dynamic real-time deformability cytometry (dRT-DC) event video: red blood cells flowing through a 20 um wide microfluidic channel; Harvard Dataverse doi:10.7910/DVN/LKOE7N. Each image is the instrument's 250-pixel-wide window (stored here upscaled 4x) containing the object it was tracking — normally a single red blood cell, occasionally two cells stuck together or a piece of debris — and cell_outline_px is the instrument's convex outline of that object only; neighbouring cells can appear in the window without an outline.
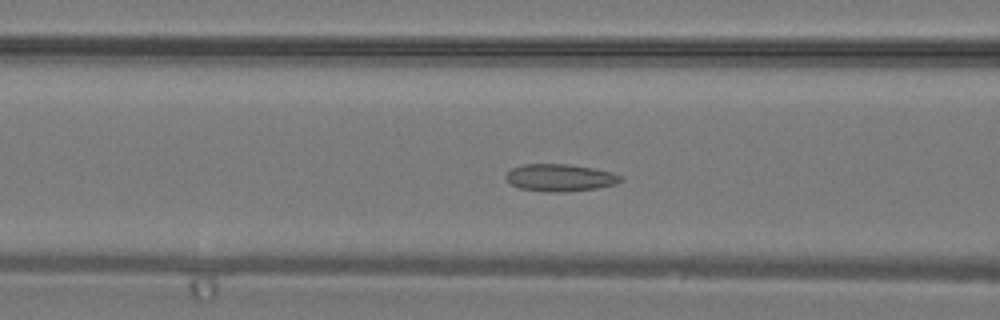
{"species": "common noctule bat (a hibernating species)", "species_latin": "Nyctalus noctula", "temperature_condition": "warm", "stored_images_in_passage": 36, "camera_frame_rate_fps": 3000, "um_per_image_px": 0.085, "animal": {"sex": "male", "body_mass_g": 19.2, "forearm_length_mm": 51.8}, "frame": {"image": 1, "passage_image": 13, "time_ms": 4.0, "image_size_px": [1000, 320], "cell_outline_px": [[624, 180], [616, 184], [596, 188], [564, 192], [552, 192], [520, 188], [512, 184], [504, 176], [512, 168], [524, 164], [568, 164], [592, 168], [612, 172], [620, 176]], "centroid_in_image_um": [47.62, 15.1], "position_along_channel_um": 119.0, "area_um2": 18.03}}
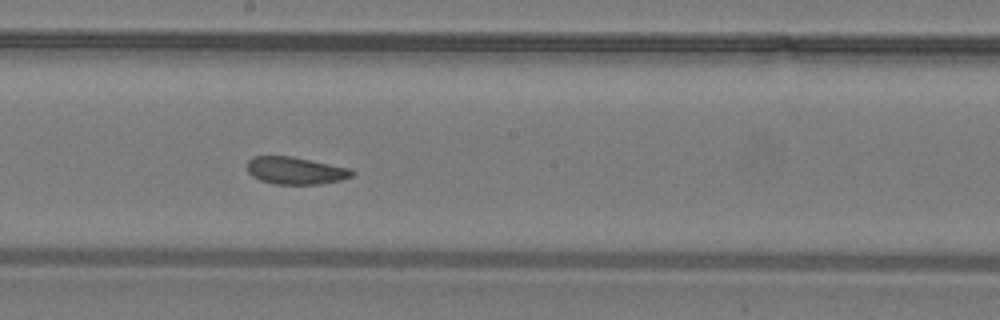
{"frame": {"image": 2, "passage_image": 19, "time_ms": 6.0, "image_size_px": [1000, 320], "cell_outline_px": [[356, 172], [352, 176], [340, 180], [320, 184], [276, 184], [260, 180], [252, 176], [248, 172], [248, 160], [252, 156], [292, 156], [352, 168]], "centroid_in_image_um": [25.15, 14.49], "position_along_channel_um": 223.1, "area_um2": 16.82}}
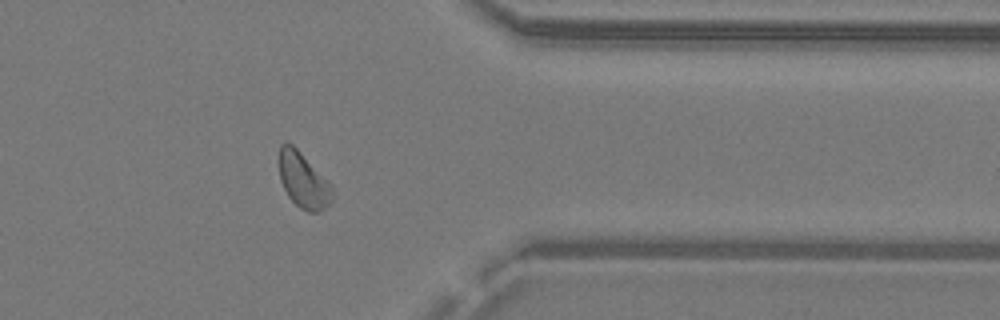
{"frame": {"image": 3, "passage_image": 29, "time_ms": 9.333, "image_size_px": [1000, 320], "cell_outline_px": [[332, 200], [320, 212], [308, 212], [300, 208], [288, 196], [280, 180], [280, 144], [292, 144], [332, 184]], "centroid_in_image_um": [25.8, 15.36], "position_along_channel_um": 385.6, "area_um2": 16.88}}